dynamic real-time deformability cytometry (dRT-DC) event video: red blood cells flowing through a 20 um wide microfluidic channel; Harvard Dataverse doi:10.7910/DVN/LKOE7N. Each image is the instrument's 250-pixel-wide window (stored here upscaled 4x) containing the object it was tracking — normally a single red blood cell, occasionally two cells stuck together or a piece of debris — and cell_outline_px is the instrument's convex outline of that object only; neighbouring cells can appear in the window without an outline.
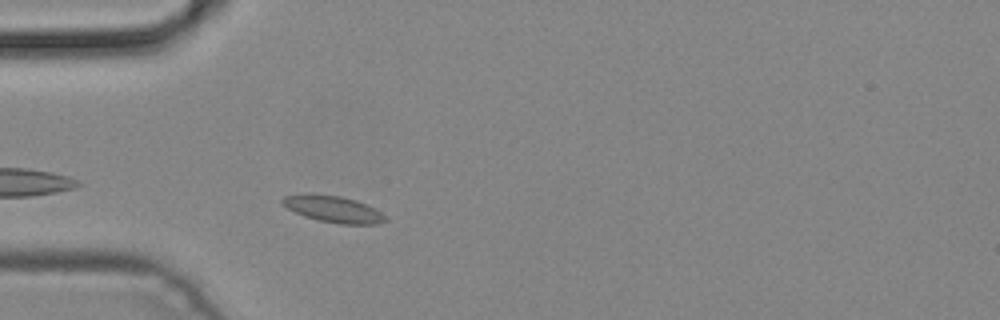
{"species": "common noctule bat (a hibernating species)", "species_latin": "Nyctalus noctula", "temperature_condition": "cold", "stored_images_in_passage": 2, "camera_frame_rate_fps": 3000, "um_per_image_px": 0.085, "animal": {"sex": "male", "body_mass_g": 19.2, "forearm_length_mm": 51.8}, "frame": {"image": 1, "passage_image": 2, "time_ms": 0.333, "image_size_px": [1000, 320], "cell_outline_px": [[388, 220], [376, 224], [340, 224], [320, 220], [304, 216], [288, 208], [280, 200], [284, 196], [304, 192], [312, 192], [340, 196], [356, 200], [380, 212]], "centroid_in_image_um": [28.27, 17.74], "position_along_channel_um": 56.7, "area_um2": 15.9}}